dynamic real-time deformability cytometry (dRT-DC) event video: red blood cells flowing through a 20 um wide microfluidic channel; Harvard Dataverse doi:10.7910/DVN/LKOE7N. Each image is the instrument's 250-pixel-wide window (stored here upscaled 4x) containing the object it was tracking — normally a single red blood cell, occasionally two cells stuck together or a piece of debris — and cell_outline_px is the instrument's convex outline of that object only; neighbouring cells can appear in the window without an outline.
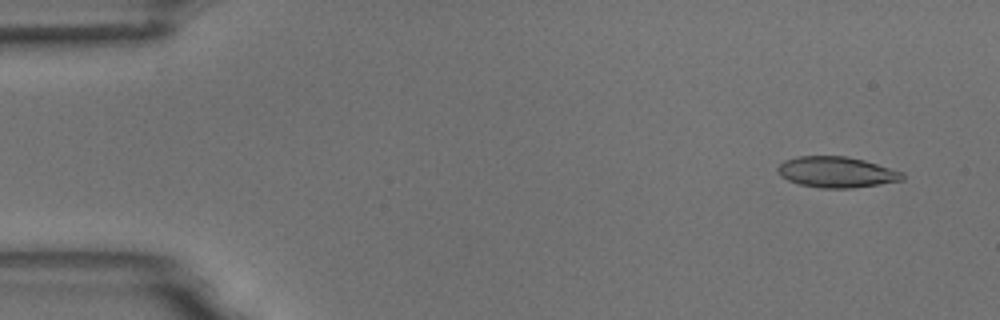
{"species": "common noctule bat (a hibernating species)", "species_latin": "Nyctalus noctula", "temperature_condition": "room temperature", "stored_images_in_passage": 6, "camera_frame_rate_fps": 3000, "um_per_image_px": 0.085, "animal": {"sex": "male", "body_mass_g": 18.8}, "frame": {"image": 1, "passage_image": 1, "time_ms": 0.0, "image_size_px": [1000, 320], "cell_outline_px": [[904, 180], [880, 184], [852, 188], [820, 188], [800, 184], [788, 180], [776, 168], [784, 160], [800, 156], [844, 156], [864, 160], [904, 172]], "centroid_in_image_um": [71.15, 14.63], "position_along_channel_um": 13.9, "area_um2": 22.25}}
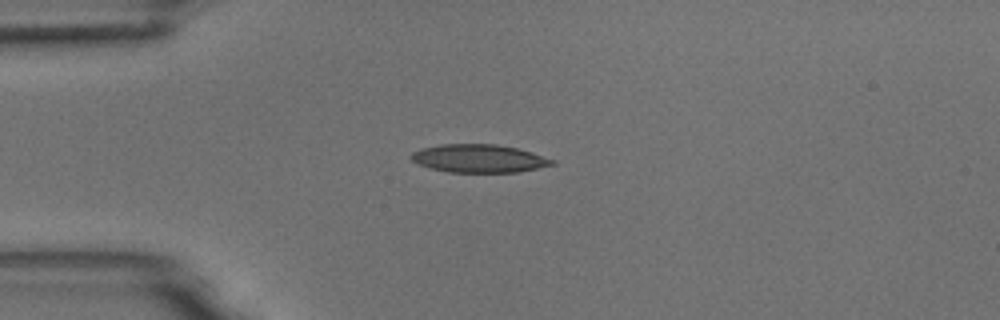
{"frame": {"image": 2, "passage_image": 4, "time_ms": 3.333, "image_size_px": [1000, 320], "cell_outline_px": [[556, 164], [516, 172], [448, 172], [428, 168], [416, 164], [408, 156], [412, 152], [424, 148], [440, 144], [496, 144], [516, 148], [532, 152], [556, 160]], "centroid_in_image_um": [40.68, 13.47], "position_along_channel_um": 44.3, "area_um2": 23.18}}